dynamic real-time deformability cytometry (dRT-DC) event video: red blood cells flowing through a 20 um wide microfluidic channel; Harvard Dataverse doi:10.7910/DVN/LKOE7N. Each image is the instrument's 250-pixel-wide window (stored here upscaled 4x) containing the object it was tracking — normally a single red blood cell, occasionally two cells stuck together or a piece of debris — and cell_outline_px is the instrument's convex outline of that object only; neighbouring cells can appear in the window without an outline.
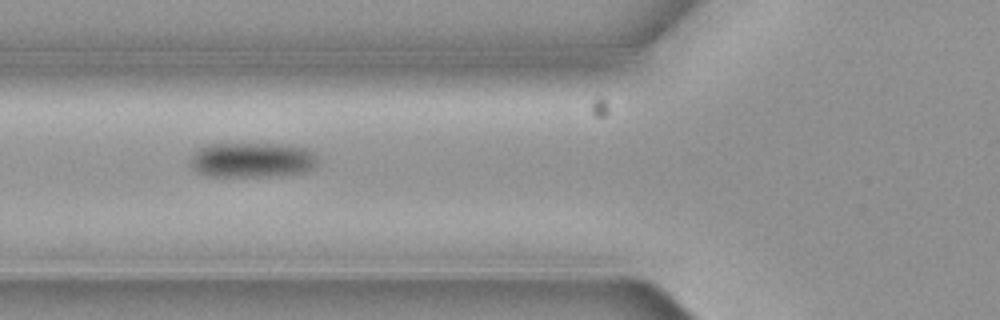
{"species": "common noctule bat (a hibernating species)", "species_latin": "Nyctalus noctula", "temperature_condition": "cold", "stored_images_in_passage": 8, "camera_frame_rate_fps": 3000, "um_per_image_px": 0.085, "animal": {"sex": "female", "body_mass_g": 19.3, "forearm_length_mm": 54.1}, "frame": {"image": 1, "passage_image": 6, "time_ms": 1.667, "image_size_px": [1000, 320], "cell_outline_px": [[320, 164], [304, 172], [272, 176], [208, 176], [196, 172], [192, 168], [192, 156], [204, 144], [280, 144], [308, 148], [316, 156]], "centroid_in_image_um": [21.46, 13.6], "position_along_channel_um": 104.3, "area_um2": 26.01}}
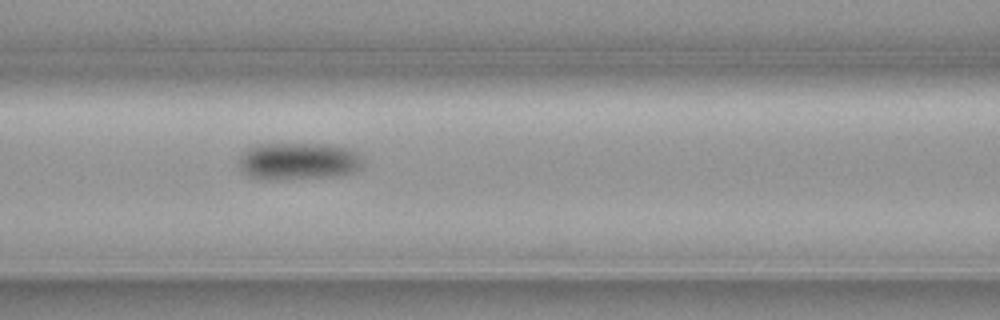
{"frame": {"image": 2, "passage_image": 7, "time_ms": 2.0, "image_size_px": [1000, 320], "cell_outline_px": [[364, 164], [360, 168], [344, 176], [248, 176], [240, 168], [240, 156], [248, 148], [256, 144], [328, 144], [348, 148], [356, 152], [364, 160]], "centroid_in_image_um": [25.46, 13.63], "position_along_channel_um": 141.1, "area_um2": 25.78}}